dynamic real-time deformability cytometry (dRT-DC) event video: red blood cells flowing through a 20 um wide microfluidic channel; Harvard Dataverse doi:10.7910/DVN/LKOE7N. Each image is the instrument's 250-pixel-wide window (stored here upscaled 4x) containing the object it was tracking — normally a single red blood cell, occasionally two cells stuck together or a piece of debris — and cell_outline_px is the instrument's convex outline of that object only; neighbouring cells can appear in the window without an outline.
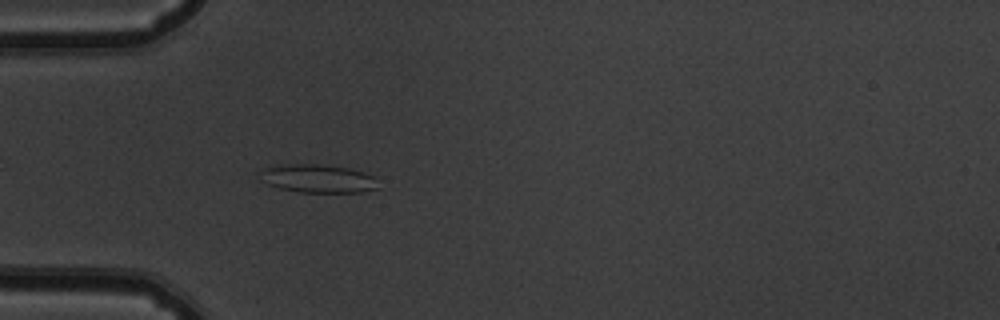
{"species": "common noctule bat (a hibernating species)", "species_latin": "Nyctalus noctula", "temperature_condition": "warm", "stored_images_in_passage": 43, "camera_frame_rate_fps": 3000, "um_per_image_px": 0.085, "animal": {"sex": "male", "body_mass_g": 19.5, "forearm_length_mm": 54.6}, "frame": {"image": 1, "passage_image": 6, "time_ms": 1.667, "image_size_px": [1000, 320], "cell_outline_px": [[380, 188], [360, 192], [296, 192], [280, 188], [268, 184], [260, 172], [264, 168], [288, 164], [320, 164], [348, 168], [364, 172], [372, 176]], "centroid_in_image_um": [27.07, 15.18], "position_along_channel_um": 57.9, "area_um2": 19.19}}
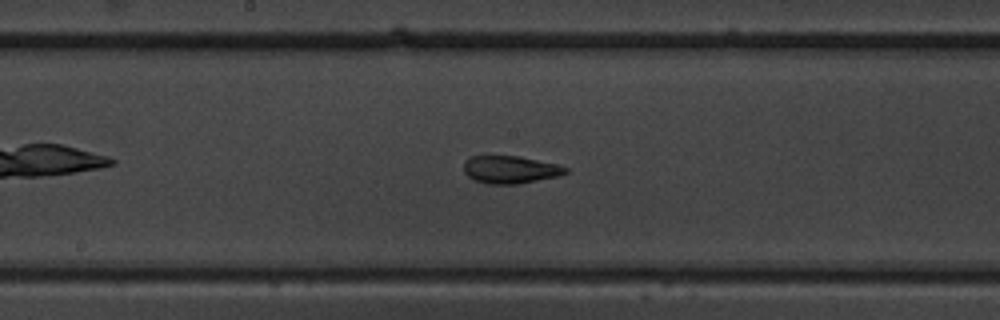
{"frame": {"image": 2, "passage_image": 18, "time_ms": 5.667, "image_size_px": [1000, 320], "cell_outline_px": [[568, 172], [556, 176], [516, 184], [488, 184], [472, 180], [464, 172], [464, 160], [472, 156], [520, 156], [556, 164], [568, 168]], "centroid_in_image_um": [43.32, 14.41], "position_along_channel_um": 204.9, "area_um2": 16.3}}
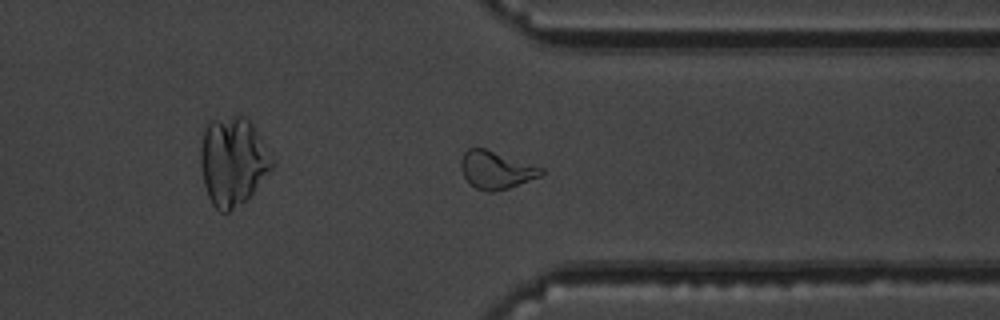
{"frame": {"image": 3, "passage_image": 31, "time_ms": 10.0, "image_size_px": [1000, 320], "cell_outline_px": [[544, 172], [540, 176], [508, 188], [492, 192], [488, 192], [476, 188], [464, 176], [460, 168], [460, 160], [464, 152], [468, 148], [484, 148], [544, 168]], "centroid_in_image_um": [42.15, 14.44], "position_along_channel_um": 369.3, "area_um2": 17.4}, "authors_computed_cell_mechanics": {"area_um2": 17.5712, "velocity_mm_per_s": 3.8082, "shape_relaxation_time_tau1_ms": 7.879, "shape_relaxation_time_tau2_ms": 1.9649, "deformation_change_tau1": 0.1967, "deformation_change_tau2": 0.0902}}